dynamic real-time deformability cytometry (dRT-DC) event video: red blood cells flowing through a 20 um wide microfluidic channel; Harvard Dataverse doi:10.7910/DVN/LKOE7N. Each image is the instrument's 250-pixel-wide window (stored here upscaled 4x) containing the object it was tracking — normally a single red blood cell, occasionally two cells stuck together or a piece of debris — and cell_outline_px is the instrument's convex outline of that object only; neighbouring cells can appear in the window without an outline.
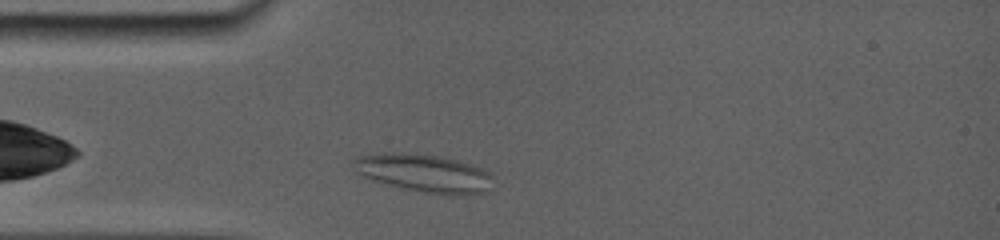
{"species": "common noctule bat (a hibernating species)", "species_latin": "Nyctalus noctula", "temperature_condition": "room temperature", "stored_images_in_passage": 21, "camera_frame_rate_fps": 5000, "um_per_image_px": 0.085, "animal": {"sex": "female", "body_mass_g": 19.0, "forearm_length_mm": 56.7}, "frame": {"image": 1, "passage_image": 2, "time_ms": 0.8, "image_size_px": [1000, 240], "cell_outline_px": [[492, 188], [488, 192], [464, 196], [452, 196], [420, 192], [384, 184], [360, 176], [356, 172], [352, 160], [356, 156], [436, 156], [468, 164], [480, 168], [488, 172], [492, 176]], "centroid_in_image_um": [36.13, 14.83], "position_along_channel_um": 48.9, "area_um2": 29.94}}
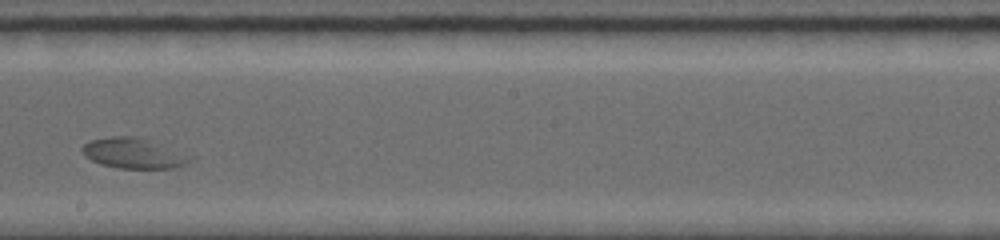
{"frame": {"image": 2, "passage_image": 13, "time_ms": 6.2, "image_size_px": [1000, 240], "cell_outline_px": [[196, 156], [188, 164], [172, 168], [116, 168], [100, 164], [84, 156], [80, 148], [84, 144], [92, 140], [112, 136], [140, 136]], "centroid_in_image_um": [11.42, 13.02], "position_along_channel_um": 236.8, "area_um2": 19.54}}
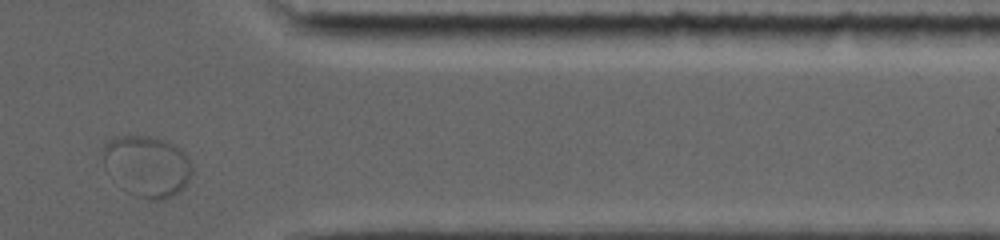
{"frame": {"image": 3, "passage_image": 21, "time_ms": 10.8, "image_size_px": [1000, 240], "cell_outline_px": [[192, 172], [184, 188], [180, 192], [164, 200], [148, 200], [136, 196], [128, 192], [104, 164], [104, 140], [116, 136], [148, 136], [164, 140], [180, 148], [188, 156], [192, 168]], "centroid_in_image_um": [12.54, 14.11], "position_along_channel_um": 398.9, "area_um2": 31.44}}